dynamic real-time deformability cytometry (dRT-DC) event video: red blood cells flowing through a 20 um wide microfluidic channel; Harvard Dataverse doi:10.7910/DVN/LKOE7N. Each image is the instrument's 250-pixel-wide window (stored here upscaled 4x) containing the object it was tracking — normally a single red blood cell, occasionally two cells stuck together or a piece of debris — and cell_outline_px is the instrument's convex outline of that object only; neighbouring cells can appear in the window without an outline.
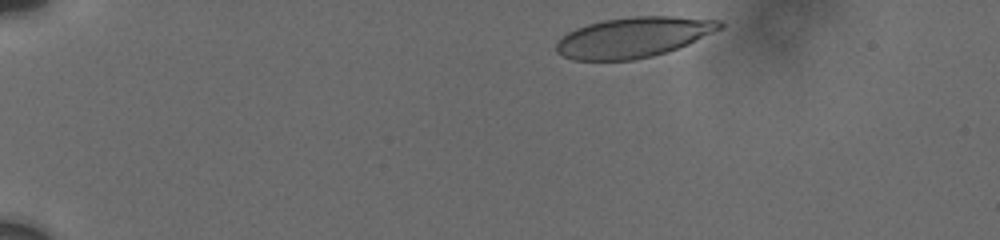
{"species": "human", "species_latin": "Homo sapiens", "temperature_condition": "cold", "stored_images_in_passage": 9, "camera_frame_rate_fps": 3000, "um_per_image_px": 0.085, "donor": {"sex": "male"}, "frame": {"image": 1, "passage_image": 1, "time_ms": 0.0, "image_size_px": [1000, 240], "cell_outline_px": [[724, 28], [688, 44], [652, 56], [632, 60], [572, 60], [556, 52], [556, 40], [568, 32], [576, 28], [588, 24], [604, 20], [632, 16], [676, 16], [720, 20], [724, 24]], "centroid_in_image_um": [53.85, 3.16], "position_along_channel_um": 31.2, "area_um2": 38.49}}
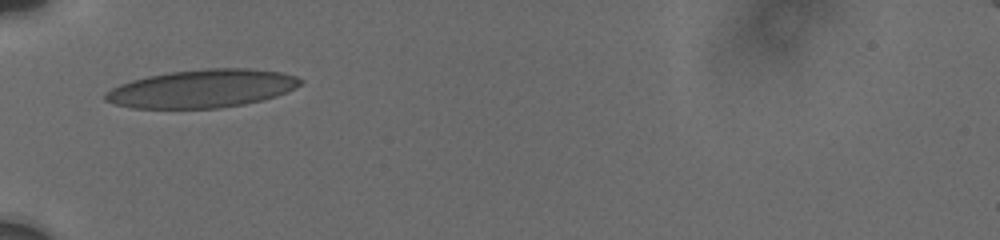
{"frame": {"image": 2, "passage_image": 6, "time_ms": 3.333, "image_size_px": [1000, 240], "cell_outline_px": [[304, 80], [296, 88], [276, 96], [244, 104], [220, 108], [132, 108], [116, 104], [104, 100], [104, 96], [112, 88], [120, 84], [132, 80], [148, 76], [168, 72], [204, 68], [248, 68], [280, 72], [296, 76]], "centroid_in_image_um": [17.2, 7.52], "position_along_channel_um": 67.8, "area_um2": 43.23}}
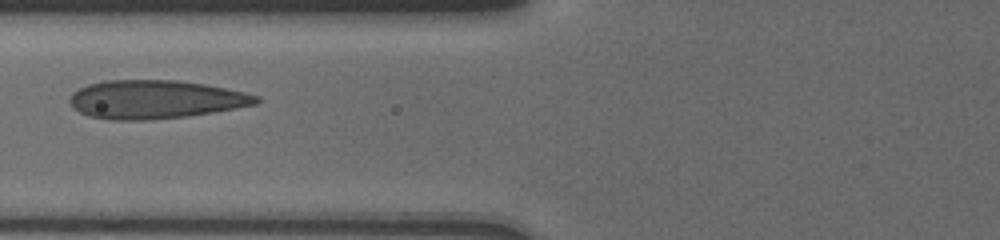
{"frame": {"image": 3, "passage_image": 8, "time_ms": 4.667, "image_size_px": [1000, 240], "cell_outline_px": [[260, 100], [256, 104], [236, 108], [188, 116], [148, 120], [112, 120], [88, 116], [72, 108], [68, 100], [72, 92], [88, 84], [104, 80], [176, 80], [204, 84], [244, 92], [260, 96]], "centroid_in_image_um": [13.16, 8.45], "position_along_channel_um": 112.6, "area_um2": 41.91}}